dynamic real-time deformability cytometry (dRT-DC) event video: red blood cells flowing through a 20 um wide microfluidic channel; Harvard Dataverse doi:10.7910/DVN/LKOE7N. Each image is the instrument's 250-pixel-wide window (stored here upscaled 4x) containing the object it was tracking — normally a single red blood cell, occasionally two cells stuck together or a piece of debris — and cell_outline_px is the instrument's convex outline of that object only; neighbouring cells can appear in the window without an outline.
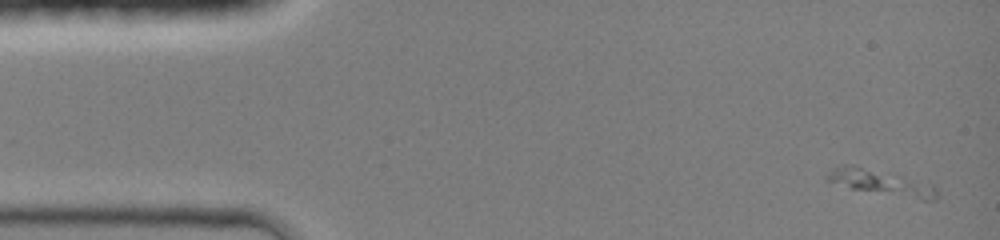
{"species": "common noctule bat (a hibernating species)", "species_latin": "Nyctalus noctula", "temperature_condition": "room temperature", "stored_images_in_passage": 2, "camera_frame_rate_fps": 3000, "um_per_image_px": 0.085, "animal": {"sex": "female", "body_mass_g": 19.0, "forearm_length_mm": 51.5}, "frame": {"image": 1, "passage_image": 1, "time_ms": 0.0, "image_size_px": [1000, 240], "cell_outline_px": [[936, 200], [924, 200], [852, 188], [824, 180], [828, 172], [832, 168], [844, 164], [852, 164], [896, 172], [932, 184], [936, 188]], "centroid_in_image_um": [74.89, 15.45], "position_along_channel_um": 10.1, "area_um2": 16.53}}